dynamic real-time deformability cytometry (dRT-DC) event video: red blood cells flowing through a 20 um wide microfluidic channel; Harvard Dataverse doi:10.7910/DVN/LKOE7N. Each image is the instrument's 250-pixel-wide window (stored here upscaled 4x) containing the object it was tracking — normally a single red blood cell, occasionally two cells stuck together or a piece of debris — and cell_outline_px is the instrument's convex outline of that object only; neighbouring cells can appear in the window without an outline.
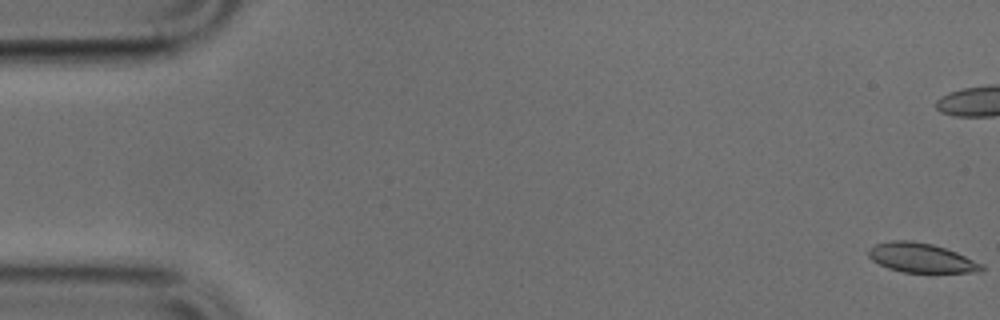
{"species": "common noctule bat (a hibernating species)", "species_latin": "Nyctalus noctula", "temperature_condition": "cold", "stored_images_in_passage": 52, "camera_frame_rate_fps": 3000, "um_per_image_px": 0.085, "animal": {"sex": "male", "body_mass_g": 17.9, "forearm_length_mm": 54.2}, "frame": {"image": 1, "passage_image": 1, "time_ms": 0.0, "image_size_px": [1000, 320], "cell_outline_px": [[984, 268], [980, 272], [904, 272], [888, 268], [872, 260], [868, 256], [868, 252], [876, 244], [892, 240], [908, 240], [932, 244], [956, 252], [984, 264]], "centroid_in_image_um": [78.33, 21.92], "position_along_channel_um": 6.7, "area_um2": 19.13}}